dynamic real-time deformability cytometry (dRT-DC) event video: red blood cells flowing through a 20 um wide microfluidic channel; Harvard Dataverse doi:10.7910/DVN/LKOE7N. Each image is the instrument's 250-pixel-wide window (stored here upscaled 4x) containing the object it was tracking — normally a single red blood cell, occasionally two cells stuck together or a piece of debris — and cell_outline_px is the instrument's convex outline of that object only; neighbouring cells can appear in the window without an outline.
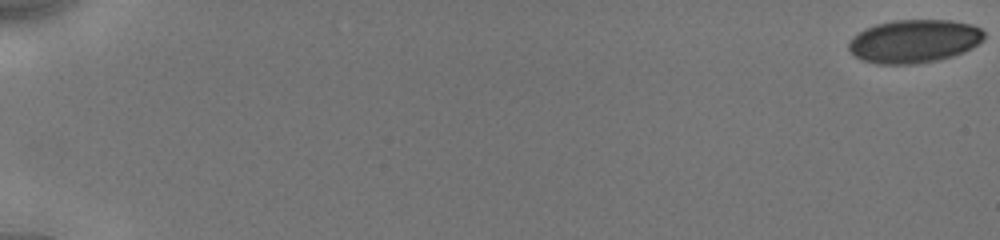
{"species": "human", "species_latin": "Homo sapiens", "temperature_condition": "cold", "stored_images_in_passage": 57, "camera_frame_rate_fps": 3000, "um_per_image_px": 0.085, "donor": {"sex": "male"}, "frame": {"image": 1, "passage_image": 1, "time_ms": 0.0, "image_size_px": [1000, 240], "cell_outline_px": [[984, 40], [972, 48], [964, 52], [940, 60], [916, 64], [876, 64], [864, 60], [856, 56], [848, 48], [848, 44], [852, 36], [864, 28], [876, 24], [892, 20], [952, 20], [972, 24], [980, 28], [984, 32]], "centroid_in_image_um": [77.71, 3.5], "position_along_channel_um": 7.3, "area_um2": 34.45}}
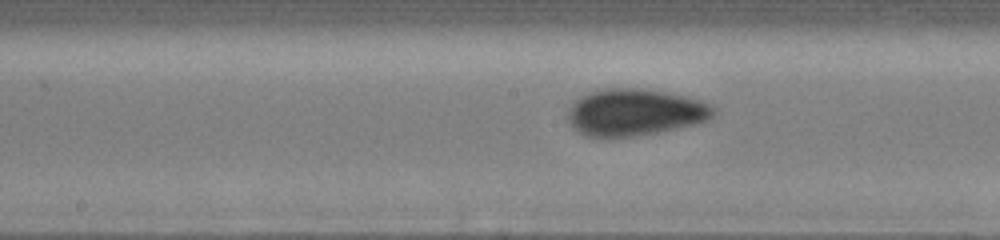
{"frame": {"image": 2, "passage_image": 32, "time_ms": 10.0, "image_size_px": [1000, 240], "cell_outline_px": [[716, 116], [708, 120], [696, 124], [656, 132], [632, 136], [584, 136], [576, 132], [568, 124], [568, 112], [572, 104], [580, 96], [588, 92], [600, 88], [640, 88], [668, 92], [688, 96], [700, 100], [716, 108]], "centroid_in_image_um": [53.96, 9.53], "position_along_channel_um": 194.2, "area_um2": 40.06}}
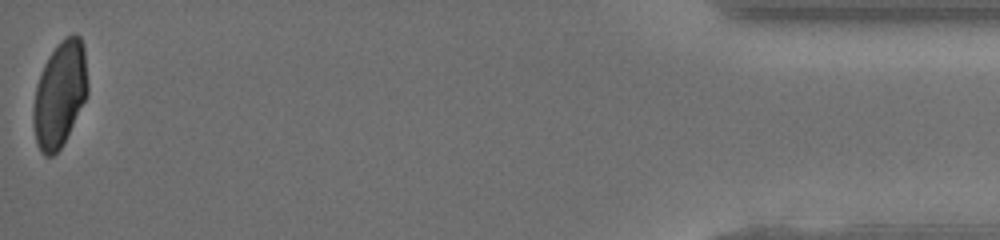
{"frame": {"image": 3, "passage_image": 57, "time_ms": 18.0, "image_size_px": [1000, 240], "cell_outline_px": [[88, 92], [60, 148], [52, 156], [44, 156], [40, 152], [36, 144], [32, 124], [32, 108], [36, 84], [44, 64], [48, 56], [56, 44], [60, 40], [76, 32], [80, 36], [84, 44], [88, 84]], "centroid_in_image_um": [5.05, 7.97], "position_along_channel_um": 430.1, "area_um2": 33.64}, "authors_computed_cell_mechanics": {"area_um2": 36.125, "velocity_mm_per_s": 3.9293, "shape_relaxation_time_tau1_ms": 5.3573, "shape_relaxation_time_tau2_ms": 1.1347, "deformation_change_tau1": 0.1178, "deformation_change_tau2": 0.0361}}